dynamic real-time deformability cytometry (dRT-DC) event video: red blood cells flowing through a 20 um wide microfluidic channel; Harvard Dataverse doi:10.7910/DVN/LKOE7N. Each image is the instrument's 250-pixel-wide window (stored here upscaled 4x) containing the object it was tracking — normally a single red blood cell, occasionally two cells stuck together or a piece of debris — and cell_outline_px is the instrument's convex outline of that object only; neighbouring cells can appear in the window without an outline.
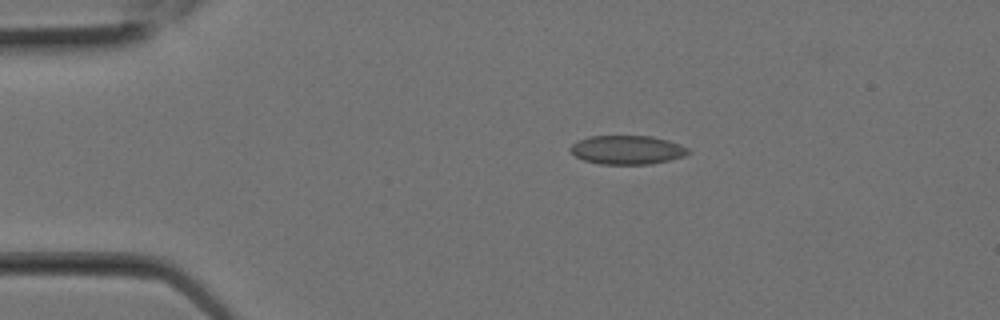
{"species": "Egyptian fruit bat (a non-hibernating species)", "species_latin": "Rousettus aegyptiacus", "temperature_condition": "room temperature", "stored_images_in_passage": 2, "camera_frame_rate_fps": 3000, "um_per_image_px": 0.085, "animal": {"sex": "female"}, "frame": {"image": 1, "passage_image": 2, "time_ms": 0.333, "image_size_px": [1000, 320], "cell_outline_px": [[688, 152], [684, 156], [668, 160], [648, 164], [600, 164], [584, 160], [576, 156], [568, 148], [572, 144], [588, 136], [652, 136], [668, 140], [680, 144], [688, 148]], "centroid_in_image_um": [53.29, 12.73], "position_along_channel_um": 31.7, "area_um2": 19.65}}